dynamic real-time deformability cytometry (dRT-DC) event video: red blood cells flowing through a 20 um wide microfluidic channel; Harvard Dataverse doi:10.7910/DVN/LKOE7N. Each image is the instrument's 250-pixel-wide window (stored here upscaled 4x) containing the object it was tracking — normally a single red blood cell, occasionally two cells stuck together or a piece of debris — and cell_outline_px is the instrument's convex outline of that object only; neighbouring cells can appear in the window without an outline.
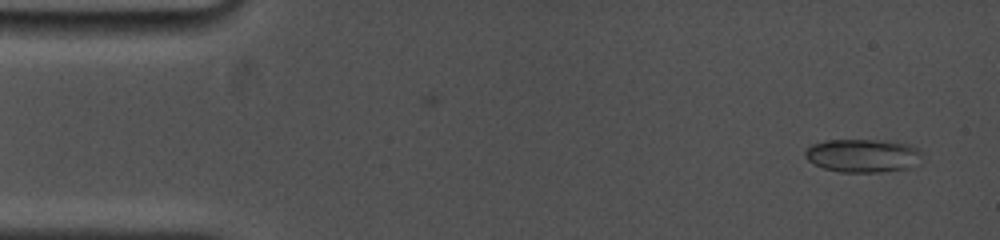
{"species": "common noctule bat (a hibernating species)", "species_latin": "Nyctalus noctula", "temperature_condition": "cold", "stored_images_in_passage": 46, "camera_frame_rate_fps": 5000, "um_per_image_px": 0.085, "animal": {"sex": "female", "body_mass_g": 19.0, "forearm_length_mm": 53.3}, "frame": {"image": 1, "passage_image": 2, "time_ms": 0.4, "image_size_px": [1000, 240], "cell_outline_px": [[920, 164], [908, 168], [880, 172], [840, 172], [824, 168], [812, 164], [804, 156], [804, 148], [812, 144], [824, 140], [884, 140], [908, 144], [916, 148], [920, 152]], "centroid_in_image_um": [73.29, 13.22], "position_along_channel_um": 11.7, "area_um2": 22.95}}
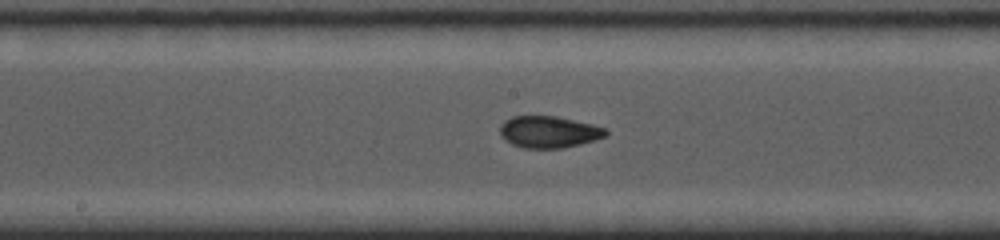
{"frame": {"image": 2, "passage_image": 24, "time_ms": 8.2, "image_size_px": [1000, 240], "cell_outline_px": [[608, 136], [580, 144], [564, 148], [524, 148], [512, 144], [504, 140], [500, 136], [500, 124], [504, 120], [512, 116], [556, 116], [592, 124], [608, 128]], "centroid_in_image_um": [46.65, 11.21], "position_along_channel_um": 201.5, "area_um2": 19.83}}
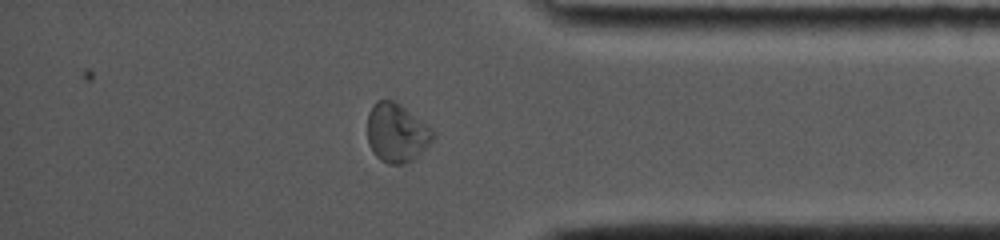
{"frame": {"image": 3, "passage_image": 40, "time_ms": 13.6, "image_size_px": [1000, 240], "cell_outline_px": [[436, 132], [432, 140], [412, 160], [404, 164], [388, 164], [380, 160], [372, 152], [368, 144], [368, 112], [372, 104], [376, 100], [396, 100], [432, 128]], "centroid_in_image_um": [33.69, 11.26], "position_along_channel_um": 401.5, "area_um2": 22.66}, "authors_computed_cell_mechanics": {"area_um2": 19.8254, "velocity_mm_per_s": 3.8146, "shape_relaxation_time_tau1_ms": 6.8722, "shape_relaxation_time_tau2_ms": 1.2384, "deformation_change_tau1": 0.167, "deformation_change_tau2": 0.0479}}